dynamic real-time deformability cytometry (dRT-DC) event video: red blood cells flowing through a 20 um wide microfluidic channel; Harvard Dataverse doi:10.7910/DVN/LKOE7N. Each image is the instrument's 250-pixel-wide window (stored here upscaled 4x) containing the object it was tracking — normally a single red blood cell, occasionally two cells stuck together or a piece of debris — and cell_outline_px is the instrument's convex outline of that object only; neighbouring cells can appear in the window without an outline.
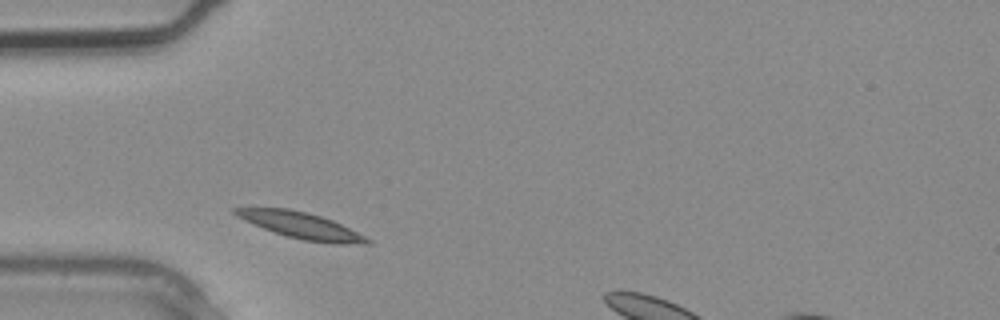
{"species": "common noctule bat (a hibernating species)", "species_latin": "Nyctalus noctula", "temperature_condition": "warm", "stored_images_in_passage": 2, "camera_frame_rate_fps": 3000, "um_per_image_px": 0.085, "animal": {"sex": "male", "body_mass_g": 20.4}, "frame": {"image": 1, "passage_image": 1, "time_ms": 0.0, "image_size_px": [1000, 320], "cell_outline_px": [[372, 244], [336, 244], [304, 240], [288, 236], [264, 228], [244, 220], [236, 216], [232, 212], [232, 208], [288, 208], [320, 216], [332, 220], [372, 240]], "centroid_in_image_um": [25.6, 19.17], "position_along_channel_um": 59.4, "area_um2": 19.77}}